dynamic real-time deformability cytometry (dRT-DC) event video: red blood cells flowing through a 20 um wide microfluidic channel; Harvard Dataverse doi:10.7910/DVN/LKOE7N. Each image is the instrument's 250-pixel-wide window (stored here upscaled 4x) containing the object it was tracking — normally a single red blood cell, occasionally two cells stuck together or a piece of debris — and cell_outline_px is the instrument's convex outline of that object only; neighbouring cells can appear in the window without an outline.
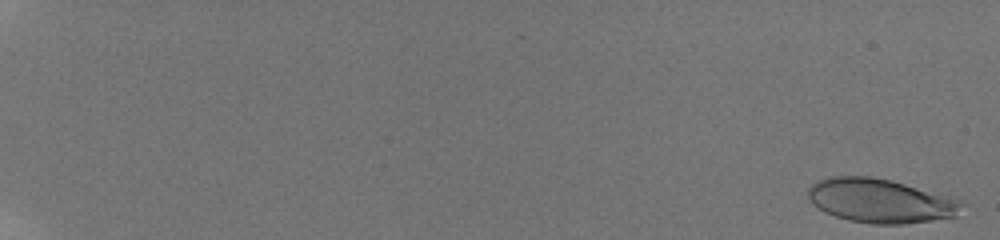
{"species": "human", "species_latin": "Homo sapiens", "temperature_condition": "room temperature", "stored_images_in_passage": 14, "camera_frame_rate_fps": 3000, "um_per_image_px": 0.085, "donor": {"sex": "male"}, "frame": {"image": 1, "passage_image": 2, "time_ms": 0.333, "image_size_px": [1000, 240], "cell_outline_px": [[964, 204], [956, 216], [932, 220], [904, 224], [872, 224], [848, 220], [824, 212], [812, 204], [808, 196], [808, 188], [812, 184], [820, 180], [832, 176], [872, 176], [892, 180], [948, 196], [960, 200]], "centroid_in_image_um": [74.81, 17.06], "position_along_channel_um": 10.2, "area_um2": 39.42}}
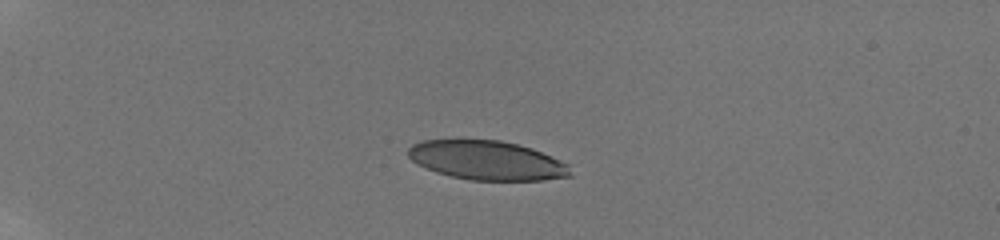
{"frame": {"image": 2, "passage_image": 10, "time_ms": 5.667, "image_size_px": [1000, 240], "cell_outline_px": [[572, 176], [544, 180], [468, 180], [436, 172], [416, 164], [408, 156], [408, 148], [412, 144], [424, 140], [456, 136], [500, 140], [532, 148], [560, 160], [568, 164]], "centroid_in_image_um": [41.32, 13.58], "position_along_channel_um": 43.7, "area_um2": 38.03}}
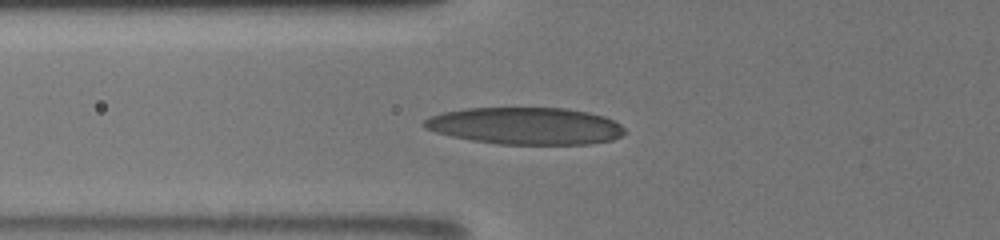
{"frame": {"image": 3, "passage_image": 14, "time_ms": 8.333, "image_size_px": [1000, 240], "cell_outline_px": [[628, 132], [612, 140], [588, 144], [496, 144], [472, 140], [452, 136], [436, 132], [424, 128], [420, 124], [428, 116], [444, 112], [464, 108], [564, 108], [588, 112], [604, 116], [620, 124]], "centroid_in_image_um": [44.65, 10.7], "position_along_channel_um": 81.2, "area_um2": 43.47}}